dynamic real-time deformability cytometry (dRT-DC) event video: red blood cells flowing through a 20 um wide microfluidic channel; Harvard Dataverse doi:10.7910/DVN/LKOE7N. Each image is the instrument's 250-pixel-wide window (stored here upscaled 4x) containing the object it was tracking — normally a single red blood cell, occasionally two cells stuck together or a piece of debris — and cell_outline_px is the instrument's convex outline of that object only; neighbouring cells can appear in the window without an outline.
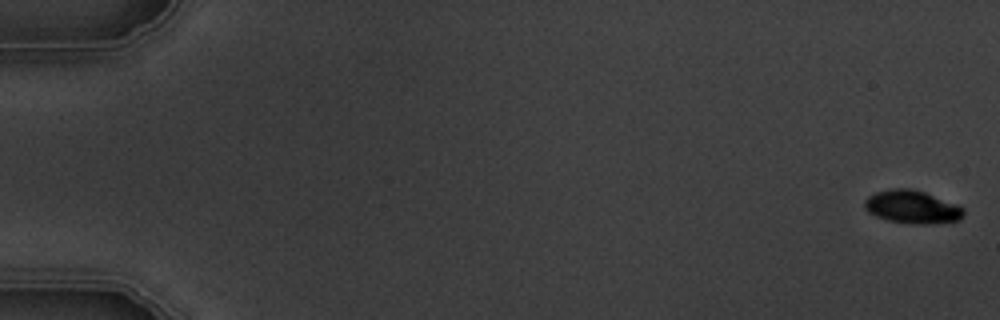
{"species": "common noctule bat (a hibernating species)", "species_latin": "Nyctalus noctula", "temperature_condition": "warm", "stored_images_in_passage": 5, "camera_frame_rate_fps": 3000, "um_per_image_px": 0.085, "animal": {"sex": "male", "body_mass_g": 19.5, "forearm_length_mm": 54.6}, "frame": {"image": 1, "passage_image": 1, "time_ms": 0.0, "image_size_px": [1000, 320], "cell_outline_px": [[964, 212], [960, 220], [932, 224], [912, 224], [888, 220], [876, 216], [868, 212], [864, 208], [864, 200], [868, 196], [876, 192], [892, 188], [908, 188], [924, 192], [956, 204], [964, 208]], "centroid_in_image_um": [77.51, 17.6], "position_along_channel_um": 7.5, "area_um2": 19.07}}